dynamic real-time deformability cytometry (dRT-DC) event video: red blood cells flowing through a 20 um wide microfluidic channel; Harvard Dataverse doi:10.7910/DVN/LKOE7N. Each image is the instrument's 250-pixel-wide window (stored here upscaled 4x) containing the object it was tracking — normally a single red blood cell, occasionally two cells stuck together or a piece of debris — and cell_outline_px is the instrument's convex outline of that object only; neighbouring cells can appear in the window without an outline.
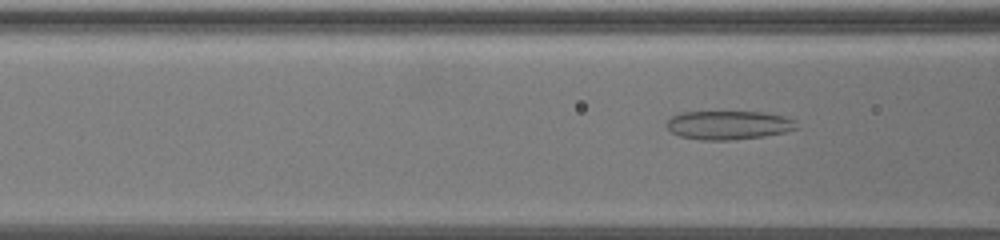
{"species": "common noctule bat (a hibernating species)", "species_latin": "Nyctalus noctula", "temperature_condition": "warm", "stored_images_in_passage": 24, "camera_frame_rate_fps": 3000, "um_per_image_px": 0.085, "animal": {"sex": "female", "body_mass_g": 19.5, "forearm_length_mm": 54.1}, "frame": {"image": 1, "passage_image": 21, "time_ms": 6.667, "image_size_px": [1000, 240], "cell_outline_px": [[800, 128], [784, 132], [764, 136], [732, 140], [700, 140], [680, 136], [672, 132], [664, 124], [672, 116], [680, 112], [764, 112], [784, 116], [796, 120]], "centroid_in_image_um": [61.95, 10.63], "position_along_channel_um": 104.7, "area_um2": 21.96}}